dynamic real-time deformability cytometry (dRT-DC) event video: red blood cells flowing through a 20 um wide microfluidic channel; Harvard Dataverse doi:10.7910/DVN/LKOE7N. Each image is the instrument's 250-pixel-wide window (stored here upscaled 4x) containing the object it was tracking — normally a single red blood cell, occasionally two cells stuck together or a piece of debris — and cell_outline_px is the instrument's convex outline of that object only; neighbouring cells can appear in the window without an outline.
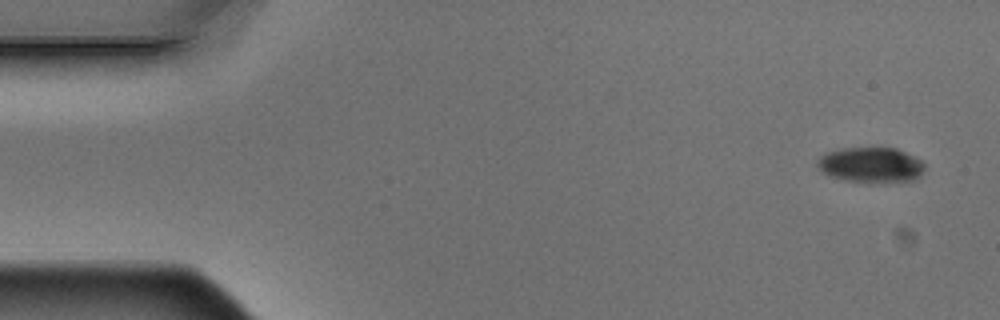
{"species": "Egyptian fruit bat (a non-hibernating species)", "species_latin": "Rousettus aegyptiacus", "temperature_condition": "warm", "stored_images_in_passage": 5, "camera_frame_rate_fps": 3000, "um_per_image_px": 0.085, "animal": {"sex": "male"}, "frame": {"image": 1, "passage_image": 1, "time_ms": 0.0, "image_size_px": [1000, 320], "cell_outline_px": [[924, 168], [920, 176], [916, 180], [868, 184], [844, 180], [832, 176], [824, 172], [816, 164], [816, 160], [820, 156], [828, 152], [840, 148], [896, 148], [920, 160], [924, 164]], "centroid_in_image_um": [74.03, 14.04], "position_along_channel_um": 11.0, "area_um2": 22.25}}
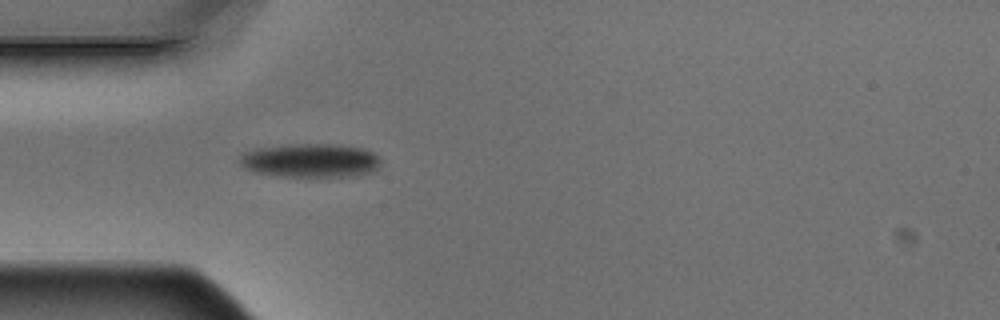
{"frame": {"image": 2, "passage_image": 5, "time_ms": 1.333, "image_size_px": [1000, 320], "cell_outline_px": [[380, 164], [376, 172], [356, 176], [280, 176], [256, 172], [244, 168], [240, 164], [240, 156], [244, 152], [256, 148], [288, 144], [340, 144], [364, 148], [380, 156]], "centroid_in_image_um": [26.44, 13.63], "position_along_channel_um": 58.6, "area_um2": 28.15}}